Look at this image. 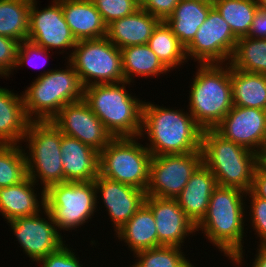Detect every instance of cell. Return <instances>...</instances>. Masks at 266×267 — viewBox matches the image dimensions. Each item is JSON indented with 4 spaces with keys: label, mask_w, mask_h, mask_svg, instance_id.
Masks as SVG:
<instances>
[{
    "label": "cell",
    "mask_w": 266,
    "mask_h": 267,
    "mask_svg": "<svg viewBox=\"0 0 266 267\" xmlns=\"http://www.w3.org/2000/svg\"><path fill=\"white\" fill-rule=\"evenodd\" d=\"M256 3L258 5V8L266 9V0H256Z\"/></svg>",
    "instance_id": "cell-44"
},
{
    "label": "cell",
    "mask_w": 266,
    "mask_h": 267,
    "mask_svg": "<svg viewBox=\"0 0 266 267\" xmlns=\"http://www.w3.org/2000/svg\"><path fill=\"white\" fill-rule=\"evenodd\" d=\"M72 34L79 40L107 35V25L91 0H58Z\"/></svg>",
    "instance_id": "cell-23"
},
{
    "label": "cell",
    "mask_w": 266,
    "mask_h": 267,
    "mask_svg": "<svg viewBox=\"0 0 266 267\" xmlns=\"http://www.w3.org/2000/svg\"><path fill=\"white\" fill-rule=\"evenodd\" d=\"M96 205L104 204L111 225L116 232L145 203L146 191L99 175L94 179Z\"/></svg>",
    "instance_id": "cell-17"
},
{
    "label": "cell",
    "mask_w": 266,
    "mask_h": 267,
    "mask_svg": "<svg viewBox=\"0 0 266 267\" xmlns=\"http://www.w3.org/2000/svg\"><path fill=\"white\" fill-rule=\"evenodd\" d=\"M49 54H51L49 50H47L41 46H38V45L28 41V40L23 41L19 44V48H18V52H17V58H16V66H15L14 70H17L20 67H23L26 65L27 66L30 65L31 67L33 66L34 68H36L37 67V65H36L37 64L36 63L37 58L39 60H42V61L47 63L48 59H49V56H48ZM41 58H43V59H41ZM38 63L41 64V62H38ZM46 63H44V64H46ZM43 66H44L43 64H42V66L41 65L39 66V64H38V67L43 68Z\"/></svg>",
    "instance_id": "cell-37"
},
{
    "label": "cell",
    "mask_w": 266,
    "mask_h": 267,
    "mask_svg": "<svg viewBox=\"0 0 266 267\" xmlns=\"http://www.w3.org/2000/svg\"><path fill=\"white\" fill-rule=\"evenodd\" d=\"M183 253V248L174 246L140 250L133 254L131 267H196Z\"/></svg>",
    "instance_id": "cell-33"
},
{
    "label": "cell",
    "mask_w": 266,
    "mask_h": 267,
    "mask_svg": "<svg viewBox=\"0 0 266 267\" xmlns=\"http://www.w3.org/2000/svg\"><path fill=\"white\" fill-rule=\"evenodd\" d=\"M196 68L187 109L203 130L214 129L234 106L230 65L197 64Z\"/></svg>",
    "instance_id": "cell-4"
},
{
    "label": "cell",
    "mask_w": 266,
    "mask_h": 267,
    "mask_svg": "<svg viewBox=\"0 0 266 267\" xmlns=\"http://www.w3.org/2000/svg\"><path fill=\"white\" fill-rule=\"evenodd\" d=\"M214 130L263 159L266 156V110L233 106Z\"/></svg>",
    "instance_id": "cell-15"
},
{
    "label": "cell",
    "mask_w": 266,
    "mask_h": 267,
    "mask_svg": "<svg viewBox=\"0 0 266 267\" xmlns=\"http://www.w3.org/2000/svg\"><path fill=\"white\" fill-rule=\"evenodd\" d=\"M84 87L125 81L122 53L106 36L77 41L66 60Z\"/></svg>",
    "instance_id": "cell-10"
},
{
    "label": "cell",
    "mask_w": 266,
    "mask_h": 267,
    "mask_svg": "<svg viewBox=\"0 0 266 267\" xmlns=\"http://www.w3.org/2000/svg\"><path fill=\"white\" fill-rule=\"evenodd\" d=\"M20 42L16 39L0 35V78L13 75Z\"/></svg>",
    "instance_id": "cell-38"
},
{
    "label": "cell",
    "mask_w": 266,
    "mask_h": 267,
    "mask_svg": "<svg viewBox=\"0 0 266 267\" xmlns=\"http://www.w3.org/2000/svg\"><path fill=\"white\" fill-rule=\"evenodd\" d=\"M246 195L249 197L245 198V200L248 199V204H250L249 206H245L246 222H249V226L253 227L250 229L256 232L254 235H257V238L259 237V240L255 241L257 245H266V200L255 196L250 190L246 192ZM248 208L250 210H248ZM247 213H249V215H247Z\"/></svg>",
    "instance_id": "cell-36"
},
{
    "label": "cell",
    "mask_w": 266,
    "mask_h": 267,
    "mask_svg": "<svg viewBox=\"0 0 266 267\" xmlns=\"http://www.w3.org/2000/svg\"><path fill=\"white\" fill-rule=\"evenodd\" d=\"M202 163V151L152 156L146 195L175 199Z\"/></svg>",
    "instance_id": "cell-11"
},
{
    "label": "cell",
    "mask_w": 266,
    "mask_h": 267,
    "mask_svg": "<svg viewBox=\"0 0 266 267\" xmlns=\"http://www.w3.org/2000/svg\"><path fill=\"white\" fill-rule=\"evenodd\" d=\"M145 204L151 209L158 234L159 246H184L186 238L197 235L195 223L186 215L176 199L146 196ZM185 239V240H184Z\"/></svg>",
    "instance_id": "cell-18"
},
{
    "label": "cell",
    "mask_w": 266,
    "mask_h": 267,
    "mask_svg": "<svg viewBox=\"0 0 266 267\" xmlns=\"http://www.w3.org/2000/svg\"><path fill=\"white\" fill-rule=\"evenodd\" d=\"M68 244L62 245L56 252L50 253L42 260L36 261L41 267H83L82 261ZM85 267V264H84Z\"/></svg>",
    "instance_id": "cell-39"
},
{
    "label": "cell",
    "mask_w": 266,
    "mask_h": 267,
    "mask_svg": "<svg viewBox=\"0 0 266 267\" xmlns=\"http://www.w3.org/2000/svg\"><path fill=\"white\" fill-rule=\"evenodd\" d=\"M250 191L257 197L266 200V162L256 168Z\"/></svg>",
    "instance_id": "cell-41"
},
{
    "label": "cell",
    "mask_w": 266,
    "mask_h": 267,
    "mask_svg": "<svg viewBox=\"0 0 266 267\" xmlns=\"http://www.w3.org/2000/svg\"><path fill=\"white\" fill-rule=\"evenodd\" d=\"M234 106L266 110V74L249 73L230 66Z\"/></svg>",
    "instance_id": "cell-27"
},
{
    "label": "cell",
    "mask_w": 266,
    "mask_h": 267,
    "mask_svg": "<svg viewBox=\"0 0 266 267\" xmlns=\"http://www.w3.org/2000/svg\"><path fill=\"white\" fill-rule=\"evenodd\" d=\"M66 69H47L34 77L22 91L23 104L31 121H50L66 104L84 98V86L72 65Z\"/></svg>",
    "instance_id": "cell-6"
},
{
    "label": "cell",
    "mask_w": 266,
    "mask_h": 267,
    "mask_svg": "<svg viewBox=\"0 0 266 267\" xmlns=\"http://www.w3.org/2000/svg\"><path fill=\"white\" fill-rule=\"evenodd\" d=\"M30 7L31 0H0V35L26 41Z\"/></svg>",
    "instance_id": "cell-30"
},
{
    "label": "cell",
    "mask_w": 266,
    "mask_h": 267,
    "mask_svg": "<svg viewBox=\"0 0 266 267\" xmlns=\"http://www.w3.org/2000/svg\"><path fill=\"white\" fill-rule=\"evenodd\" d=\"M7 224L11 227L10 231L13 232L15 241H18L23 253L33 263L56 252L66 243L62 232H58L56 224L46 208L36 215L18 217L8 221Z\"/></svg>",
    "instance_id": "cell-14"
},
{
    "label": "cell",
    "mask_w": 266,
    "mask_h": 267,
    "mask_svg": "<svg viewBox=\"0 0 266 267\" xmlns=\"http://www.w3.org/2000/svg\"><path fill=\"white\" fill-rule=\"evenodd\" d=\"M212 3L237 38L248 35L258 10L256 0H212Z\"/></svg>",
    "instance_id": "cell-32"
},
{
    "label": "cell",
    "mask_w": 266,
    "mask_h": 267,
    "mask_svg": "<svg viewBox=\"0 0 266 267\" xmlns=\"http://www.w3.org/2000/svg\"><path fill=\"white\" fill-rule=\"evenodd\" d=\"M237 40L229 24L213 7L194 39L185 47L187 60L193 59L197 64L229 63Z\"/></svg>",
    "instance_id": "cell-12"
},
{
    "label": "cell",
    "mask_w": 266,
    "mask_h": 267,
    "mask_svg": "<svg viewBox=\"0 0 266 267\" xmlns=\"http://www.w3.org/2000/svg\"><path fill=\"white\" fill-rule=\"evenodd\" d=\"M161 20L142 8L116 19L107 25L106 37L119 49L148 44L149 38Z\"/></svg>",
    "instance_id": "cell-22"
},
{
    "label": "cell",
    "mask_w": 266,
    "mask_h": 267,
    "mask_svg": "<svg viewBox=\"0 0 266 267\" xmlns=\"http://www.w3.org/2000/svg\"><path fill=\"white\" fill-rule=\"evenodd\" d=\"M30 122L22 94L0 86V144H22Z\"/></svg>",
    "instance_id": "cell-24"
},
{
    "label": "cell",
    "mask_w": 266,
    "mask_h": 267,
    "mask_svg": "<svg viewBox=\"0 0 266 267\" xmlns=\"http://www.w3.org/2000/svg\"><path fill=\"white\" fill-rule=\"evenodd\" d=\"M38 4L37 0H31L27 40L52 51V54L54 49L58 50L57 54L66 52L65 58L68 59L77 40L66 23L61 3L58 0H52L51 4L41 8L42 10L37 7Z\"/></svg>",
    "instance_id": "cell-13"
},
{
    "label": "cell",
    "mask_w": 266,
    "mask_h": 267,
    "mask_svg": "<svg viewBox=\"0 0 266 267\" xmlns=\"http://www.w3.org/2000/svg\"><path fill=\"white\" fill-rule=\"evenodd\" d=\"M202 162L214 174L217 185L251 189L256 168L264 160L260 155L224 139L214 129L202 132Z\"/></svg>",
    "instance_id": "cell-5"
},
{
    "label": "cell",
    "mask_w": 266,
    "mask_h": 267,
    "mask_svg": "<svg viewBox=\"0 0 266 267\" xmlns=\"http://www.w3.org/2000/svg\"><path fill=\"white\" fill-rule=\"evenodd\" d=\"M37 186L27 177L20 184L0 188V214L5 221L36 215L45 208V190Z\"/></svg>",
    "instance_id": "cell-20"
},
{
    "label": "cell",
    "mask_w": 266,
    "mask_h": 267,
    "mask_svg": "<svg viewBox=\"0 0 266 267\" xmlns=\"http://www.w3.org/2000/svg\"><path fill=\"white\" fill-rule=\"evenodd\" d=\"M213 8L212 0H180L165 20L179 42L186 47Z\"/></svg>",
    "instance_id": "cell-26"
},
{
    "label": "cell",
    "mask_w": 266,
    "mask_h": 267,
    "mask_svg": "<svg viewBox=\"0 0 266 267\" xmlns=\"http://www.w3.org/2000/svg\"><path fill=\"white\" fill-rule=\"evenodd\" d=\"M131 253L158 247L156 223L151 209L144 203L137 212L114 233Z\"/></svg>",
    "instance_id": "cell-25"
},
{
    "label": "cell",
    "mask_w": 266,
    "mask_h": 267,
    "mask_svg": "<svg viewBox=\"0 0 266 267\" xmlns=\"http://www.w3.org/2000/svg\"><path fill=\"white\" fill-rule=\"evenodd\" d=\"M138 139L113 138L99 152L100 175L146 191L152 154Z\"/></svg>",
    "instance_id": "cell-9"
},
{
    "label": "cell",
    "mask_w": 266,
    "mask_h": 267,
    "mask_svg": "<svg viewBox=\"0 0 266 267\" xmlns=\"http://www.w3.org/2000/svg\"><path fill=\"white\" fill-rule=\"evenodd\" d=\"M101 14L106 25L135 13L140 8V0H91Z\"/></svg>",
    "instance_id": "cell-35"
},
{
    "label": "cell",
    "mask_w": 266,
    "mask_h": 267,
    "mask_svg": "<svg viewBox=\"0 0 266 267\" xmlns=\"http://www.w3.org/2000/svg\"><path fill=\"white\" fill-rule=\"evenodd\" d=\"M247 36L255 39H266V9L258 8Z\"/></svg>",
    "instance_id": "cell-42"
},
{
    "label": "cell",
    "mask_w": 266,
    "mask_h": 267,
    "mask_svg": "<svg viewBox=\"0 0 266 267\" xmlns=\"http://www.w3.org/2000/svg\"><path fill=\"white\" fill-rule=\"evenodd\" d=\"M229 65L249 73L266 74V39L239 37Z\"/></svg>",
    "instance_id": "cell-31"
},
{
    "label": "cell",
    "mask_w": 266,
    "mask_h": 267,
    "mask_svg": "<svg viewBox=\"0 0 266 267\" xmlns=\"http://www.w3.org/2000/svg\"><path fill=\"white\" fill-rule=\"evenodd\" d=\"M27 177L22 144H0V188L20 184Z\"/></svg>",
    "instance_id": "cell-34"
},
{
    "label": "cell",
    "mask_w": 266,
    "mask_h": 267,
    "mask_svg": "<svg viewBox=\"0 0 266 267\" xmlns=\"http://www.w3.org/2000/svg\"><path fill=\"white\" fill-rule=\"evenodd\" d=\"M63 135L102 151L113 139L84 100L66 104L51 120Z\"/></svg>",
    "instance_id": "cell-16"
},
{
    "label": "cell",
    "mask_w": 266,
    "mask_h": 267,
    "mask_svg": "<svg viewBox=\"0 0 266 267\" xmlns=\"http://www.w3.org/2000/svg\"><path fill=\"white\" fill-rule=\"evenodd\" d=\"M246 197V192L239 188L217 186L211 195L206 215L196 225V231H202L208 242L235 267L242 266L244 262L246 264V251L243 249L245 232L249 229L245 228L248 225Z\"/></svg>",
    "instance_id": "cell-1"
},
{
    "label": "cell",
    "mask_w": 266,
    "mask_h": 267,
    "mask_svg": "<svg viewBox=\"0 0 266 267\" xmlns=\"http://www.w3.org/2000/svg\"><path fill=\"white\" fill-rule=\"evenodd\" d=\"M61 139V131L51 121H31L23 138L28 177L44 190L64 182Z\"/></svg>",
    "instance_id": "cell-7"
},
{
    "label": "cell",
    "mask_w": 266,
    "mask_h": 267,
    "mask_svg": "<svg viewBox=\"0 0 266 267\" xmlns=\"http://www.w3.org/2000/svg\"><path fill=\"white\" fill-rule=\"evenodd\" d=\"M64 182L94 181L100 175L99 151L78 139L62 134Z\"/></svg>",
    "instance_id": "cell-19"
},
{
    "label": "cell",
    "mask_w": 266,
    "mask_h": 267,
    "mask_svg": "<svg viewBox=\"0 0 266 267\" xmlns=\"http://www.w3.org/2000/svg\"><path fill=\"white\" fill-rule=\"evenodd\" d=\"M125 81L133 83L135 77H158L169 74V70L158 59L148 44L134 45L121 49Z\"/></svg>",
    "instance_id": "cell-28"
},
{
    "label": "cell",
    "mask_w": 266,
    "mask_h": 267,
    "mask_svg": "<svg viewBox=\"0 0 266 267\" xmlns=\"http://www.w3.org/2000/svg\"><path fill=\"white\" fill-rule=\"evenodd\" d=\"M96 199L94 181L63 182L45 190V208L59 233L62 230L77 231V228L88 224L94 213L99 211Z\"/></svg>",
    "instance_id": "cell-8"
},
{
    "label": "cell",
    "mask_w": 266,
    "mask_h": 267,
    "mask_svg": "<svg viewBox=\"0 0 266 267\" xmlns=\"http://www.w3.org/2000/svg\"><path fill=\"white\" fill-rule=\"evenodd\" d=\"M180 0H140V8L165 21L176 8Z\"/></svg>",
    "instance_id": "cell-40"
},
{
    "label": "cell",
    "mask_w": 266,
    "mask_h": 267,
    "mask_svg": "<svg viewBox=\"0 0 266 267\" xmlns=\"http://www.w3.org/2000/svg\"><path fill=\"white\" fill-rule=\"evenodd\" d=\"M145 101L139 137L148 139L145 146L152 156L185 154L201 150L203 129L187 109L185 111L183 108H166L163 104L160 106L154 104L155 102Z\"/></svg>",
    "instance_id": "cell-2"
},
{
    "label": "cell",
    "mask_w": 266,
    "mask_h": 267,
    "mask_svg": "<svg viewBox=\"0 0 266 267\" xmlns=\"http://www.w3.org/2000/svg\"><path fill=\"white\" fill-rule=\"evenodd\" d=\"M251 267H266V245H257Z\"/></svg>",
    "instance_id": "cell-43"
},
{
    "label": "cell",
    "mask_w": 266,
    "mask_h": 267,
    "mask_svg": "<svg viewBox=\"0 0 266 267\" xmlns=\"http://www.w3.org/2000/svg\"><path fill=\"white\" fill-rule=\"evenodd\" d=\"M128 85L132 87L127 81L84 87L83 99L113 138L141 134L144 101L126 90Z\"/></svg>",
    "instance_id": "cell-3"
},
{
    "label": "cell",
    "mask_w": 266,
    "mask_h": 267,
    "mask_svg": "<svg viewBox=\"0 0 266 267\" xmlns=\"http://www.w3.org/2000/svg\"><path fill=\"white\" fill-rule=\"evenodd\" d=\"M148 46L170 72L188 62L185 47L165 21H161L154 29Z\"/></svg>",
    "instance_id": "cell-29"
},
{
    "label": "cell",
    "mask_w": 266,
    "mask_h": 267,
    "mask_svg": "<svg viewBox=\"0 0 266 267\" xmlns=\"http://www.w3.org/2000/svg\"><path fill=\"white\" fill-rule=\"evenodd\" d=\"M217 186L214 174L202 162L175 198L195 225L206 215L211 195Z\"/></svg>",
    "instance_id": "cell-21"
}]
</instances>
